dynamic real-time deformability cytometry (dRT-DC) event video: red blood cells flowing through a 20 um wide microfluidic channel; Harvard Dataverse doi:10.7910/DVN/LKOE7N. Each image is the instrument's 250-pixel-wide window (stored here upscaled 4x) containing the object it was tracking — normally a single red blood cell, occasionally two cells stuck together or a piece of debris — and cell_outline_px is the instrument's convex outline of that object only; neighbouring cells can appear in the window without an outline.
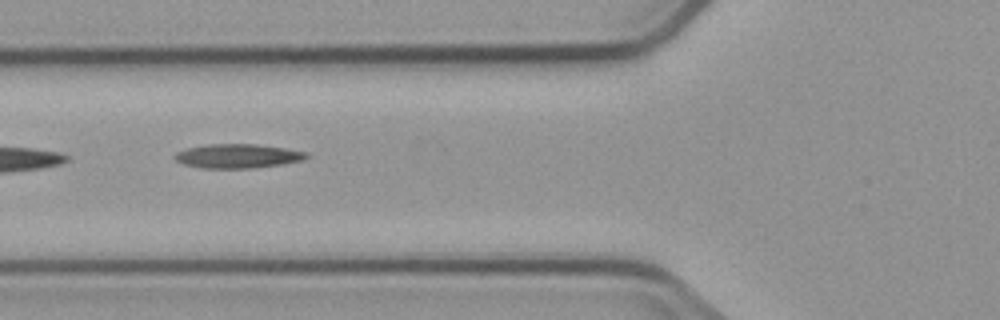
{"species": "common noctule bat (a hibernating species)", "species_latin": "Nyctalus noctula", "temperature_condition": "cold", "stored_images_in_passage": 12, "camera_frame_rate_fps": 3000, "um_per_image_px": 0.085, "animal": {"sex": "male", "body_mass_g": 23.1, "forearm_length_mm": 52.7}, "frame": {"image": 1, "passage_image": 2, "time_ms": 1.333, "image_size_px": [1000, 320], "cell_outline_px": [[308, 156], [304, 160], [284, 164], [248, 168], [200, 168], [184, 164], [176, 160], [172, 156], [176, 152], [188, 148], [208, 144], [256, 144], [284, 148], [308, 152]], "centroid_in_image_um": [20.2, 13.26], "position_along_channel_um": 105.6, "area_um2": 18.5}}
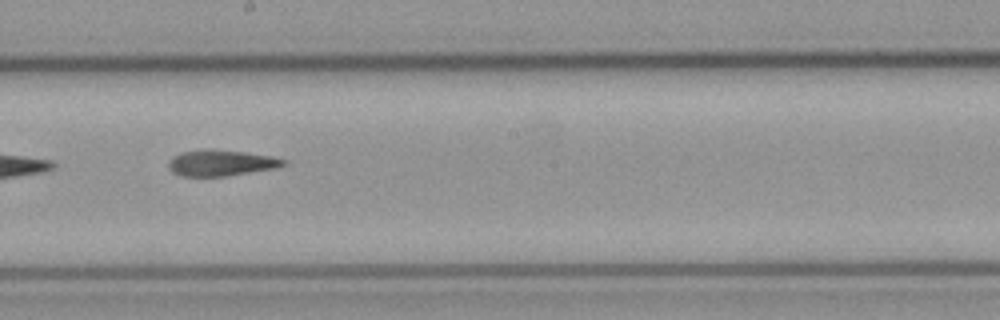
{"frame": {"image": 2, "passage_image": 5, "time_ms": 4.667, "image_size_px": [1000, 320], "cell_outline_px": [[288, 164], [276, 168], [224, 176], [184, 176], [172, 172], [168, 168], [168, 160], [172, 156], [180, 152], [200, 148], [212, 148], [244, 152], [272, 156], [288, 160]], "centroid_in_image_um": [18.77, 13.82], "position_along_channel_um": 229.4, "area_um2": 17.8}}
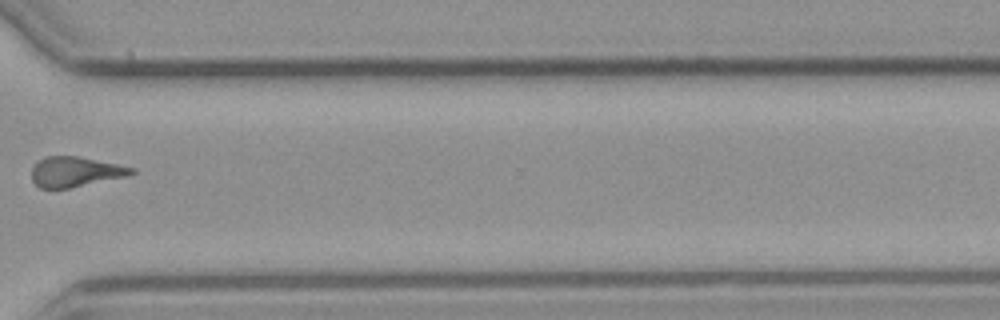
{"frame": {"image": 3, "passage_image": 8, "time_ms": 8.333, "image_size_px": [1000, 320], "cell_outline_px": [[136, 172], [124, 176], [68, 188], [40, 188], [32, 180], [32, 168], [44, 156], [76, 156], [136, 168]], "centroid_in_image_um": [6.37, 14.59], "position_along_channel_um": 364.2, "area_um2": 17.05}}